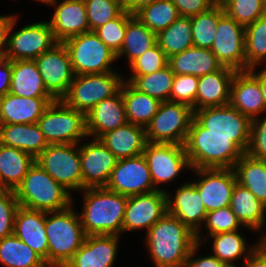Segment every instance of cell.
I'll use <instances>...</instances> for the list:
<instances>
[{"label": "cell", "instance_id": "obj_37", "mask_svg": "<svg viewBox=\"0 0 266 267\" xmlns=\"http://www.w3.org/2000/svg\"><path fill=\"white\" fill-rule=\"evenodd\" d=\"M157 43V34L146 27L136 16L128 23L120 52L116 58H128V66Z\"/></svg>", "mask_w": 266, "mask_h": 267}, {"label": "cell", "instance_id": "obj_53", "mask_svg": "<svg viewBox=\"0 0 266 267\" xmlns=\"http://www.w3.org/2000/svg\"><path fill=\"white\" fill-rule=\"evenodd\" d=\"M201 244L197 243L190 251L185 267H227L222 261L212 254L196 258Z\"/></svg>", "mask_w": 266, "mask_h": 267}, {"label": "cell", "instance_id": "obj_12", "mask_svg": "<svg viewBox=\"0 0 266 267\" xmlns=\"http://www.w3.org/2000/svg\"><path fill=\"white\" fill-rule=\"evenodd\" d=\"M17 20L18 16H15L9 31L5 58L11 61L35 60L58 43L48 21L30 23L13 32Z\"/></svg>", "mask_w": 266, "mask_h": 267}, {"label": "cell", "instance_id": "obj_51", "mask_svg": "<svg viewBox=\"0 0 266 267\" xmlns=\"http://www.w3.org/2000/svg\"><path fill=\"white\" fill-rule=\"evenodd\" d=\"M245 154L266 160V113L263 118L260 116L251 120L250 140Z\"/></svg>", "mask_w": 266, "mask_h": 267}, {"label": "cell", "instance_id": "obj_60", "mask_svg": "<svg viewBox=\"0 0 266 267\" xmlns=\"http://www.w3.org/2000/svg\"><path fill=\"white\" fill-rule=\"evenodd\" d=\"M226 1L227 0H214V3L222 6Z\"/></svg>", "mask_w": 266, "mask_h": 267}, {"label": "cell", "instance_id": "obj_27", "mask_svg": "<svg viewBox=\"0 0 266 267\" xmlns=\"http://www.w3.org/2000/svg\"><path fill=\"white\" fill-rule=\"evenodd\" d=\"M54 98H25L7 93L0 99V125L38 123Z\"/></svg>", "mask_w": 266, "mask_h": 267}, {"label": "cell", "instance_id": "obj_50", "mask_svg": "<svg viewBox=\"0 0 266 267\" xmlns=\"http://www.w3.org/2000/svg\"><path fill=\"white\" fill-rule=\"evenodd\" d=\"M19 203L13 190L0 189V240L13 234Z\"/></svg>", "mask_w": 266, "mask_h": 267}, {"label": "cell", "instance_id": "obj_56", "mask_svg": "<svg viewBox=\"0 0 266 267\" xmlns=\"http://www.w3.org/2000/svg\"><path fill=\"white\" fill-rule=\"evenodd\" d=\"M16 14L14 15H0V58L5 56L8 36L13 20L15 19Z\"/></svg>", "mask_w": 266, "mask_h": 267}, {"label": "cell", "instance_id": "obj_52", "mask_svg": "<svg viewBox=\"0 0 266 267\" xmlns=\"http://www.w3.org/2000/svg\"><path fill=\"white\" fill-rule=\"evenodd\" d=\"M180 16L192 17L209 10L215 5L214 0H171Z\"/></svg>", "mask_w": 266, "mask_h": 267}, {"label": "cell", "instance_id": "obj_23", "mask_svg": "<svg viewBox=\"0 0 266 267\" xmlns=\"http://www.w3.org/2000/svg\"><path fill=\"white\" fill-rule=\"evenodd\" d=\"M229 105L251 120L266 112L258 79L249 71H236L230 88Z\"/></svg>", "mask_w": 266, "mask_h": 267}, {"label": "cell", "instance_id": "obj_7", "mask_svg": "<svg viewBox=\"0 0 266 267\" xmlns=\"http://www.w3.org/2000/svg\"><path fill=\"white\" fill-rule=\"evenodd\" d=\"M123 81V75L117 71L75 75L61 100L67 106L87 114L99 102L115 95Z\"/></svg>", "mask_w": 266, "mask_h": 267}, {"label": "cell", "instance_id": "obj_4", "mask_svg": "<svg viewBox=\"0 0 266 267\" xmlns=\"http://www.w3.org/2000/svg\"><path fill=\"white\" fill-rule=\"evenodd\" d=\"M19 206L37 211H61L75 204L72 193L55 181L36 161L14 191Z\"/></svg>", "mask_w": 266, "mask_h": 267}, {"label": "cell", "instance_id": "obj_57", "mask_svg": "<svg viewBox=\"0 0 266 267\" xmlns=\"http://www.w3.org/2000/svg\"><path fill=\"white\" fill-rule=\"evenodd\" d=\"M123 1H124V8L131 14H135L143 6L152 4L158 0H123Z\"/></svg>", "mask_w": 266, "mask_h": 267}, {"label": "cell", "instance_id": "obj_40", "mask_svg": "<svg viewBox=\"0 0 266 267\" xmlns=\"http://www.w3.org/2000/svg\"><path fill=\"white\" fill-rule=\"evenodd\" d=\"M175 74L169 65L147 75L128 76L125 81L129 82L139 92L147 94L160 102L170 101V93Z\"/></svg>", "mask_w": 266, "mask_h": 267}, {"label": "cell", "instance_id": "obj_22", "mask_svg": "<svg viewBox=\"0 0 266 267\" xmlns=\"http://www.w3.org/2000/svg\"><path fill=\"white\" fill-rule=\"evenodd\" d=\"M120 236H86L66 267H113L118 254Z\"/></svg>", "mask_w": 266, "mask_h": 267}, {"label": "cell", "instance_id": "obj_54", "mask_svg": "<svg viewBox=\"0 0 266 267\" xmlns=\"http://www.w3.org/2000/svg\"><path fill=\"white\" fill-rule=\"evenodd\" d=\"M242 267H266V240H262L256 246L244 260Z\"/></svg>", "mask_w": 266, "mask_h": 267}, {"label": "cell", "instance_id": "obj_43", "mask_svg": "<svg viewBox=\"0 0 266 267\" xmlns=\"http://www.w3.org/2000/svg\"><path fill=\"white\" fill-rule=\"evenodd\" d=\"M224 13L223 7L215 4L209 10L191 17L193 46L211 48L218 20Z\"/></svg>", "mask_w": 266, "mask_h": 267}, {"label": "cell", "instance_id": "obj_26", "mask_svg": "<svg viewBox=\"0 0 266 267\" xmlns=\"http://www.w3.org/2000/svg\"><path fill=\"white\" fill-rule=\"evenodd\" d=\"M210 237L212 239V255L216 256L227 267H238V264L235 262L242 260L241 257H244L243 260H245L262 240H266V232L261 233L260 238H258L259 240H257L258 242L256 241L253 245H247L246 239L238 230L218 233L209 237L205 236L203 232L196 233L197 243L201 245L205 244L207 242L206 239Z\"/></svg>", "mask_w": 266, "mask_h": 267}, {"label": "cell", "instance_id": "obj_11", "mask_svg": "<svg viewBox=\"0 0 266 267\" xmlns=\"http://www.w3.org/2000/svg\"><path fill=\"white\" fill-rule=\"evenodd\" d=\"M194 119L209 134L230 135L245 153L250 140L251 119L229 104L194 111Z\"/></svg>", "mask_w": 266, "mask_h": 267}, {"label": "cell", "instance_id": "obj_28", "mask_svg": "<svg viewBox=\"0 0 266 267\" xmlns=\"http://www.w3.org/2000/svg\"><path fill=\"white\" fill-rule=\"evenodd\" d=\"M236 71L223 66L220 70L199 77L195 111L229 104L230 88Z\"/></svg>", "mask_w": 266, "mask_h": 267}, {"label": "cell", "instance_id": "obj_10", "mask_svg": "<svg viewBox=\"0 0 266 267\" xmlns=\"http://www.w3.org/2000/svg\"><path fill=\"white\" fill-rule=\"evenodd\" d=\"M35 161L69 192L82 190L79 144H49Z\"/></svg>", "mask_w": 266, "mask_h": 267}, {"label": "cell", "instance_id": "obj_58", "mask_svg": "<svg viewBox=\"0 0 266 267\" xmlns=\"http://www.w3.org/2000/svg\"><path fill=\"white\" fill-rule=\"evenodd\" d=\"M249 71L258 79L261 91L263 94V99L266 108V67L263 70L256 71V67L250 68Z\"/></svg>", "mask_w": 266, "mask_h": 267}, {"label": "cell", "instance_id": "obj_47", "mask_svg": "<svg viewBox=\"0 0 266 267\" xmlns=\"http://www.w3.org/2000/svg\"><path fill=\"white\" fill-rule=\"evenodd\" d=\"M168 65V57L156 43L153 47L145 51L140 57L135 59L130 65L129 76H142L154 73Z\"/></svg>", "mask_w": 266, "mask_h": 267}, {"label": "cell", "instance_id": "obj_32", "mask_svg": "<svg viewBox=\"0 0 266 267\" xmlns=\"http://www.w3.org/2000/svg\"><path fill=\"white\" fill-rule=\"evenodd\" d=\"M9 93L25 98H53L45 87L35 60L12 61Z\"/></svg>", "mask_w": 266, "mask_h": 267}, {"label": "cell", "instance_id": "obj_41", "mask_svg": "<svg viewBox=\"0 0 266 267\" xmlns=\"http://www.w3.org/2000/svg\"><path fill=\"white\" fill-rule=\"evenodd\" d=\"M134 15L156 34L169 27L180 16L176 5L171 0L155 1L143 6Z\"/></svg>", "mask_w": 266, "mask_h": 267}, {"label": "cell", "instance_id": "obj_3", "mask_svg": "<svg viewBox=\"0 0 266 267\" xmlns=\"http://www.w3.org/2000/svg\"><path fill=\"white\" fill-rule=\"evenodd\" d=\"M191 169L234 168L245 154L230 135L209 134L194 118L184 143Z\"/></svg>", "mask_w": 266, "mask_h": 267}, {"label": "cell", "instance_id": "obj_30", "mask_svg": "<svg viewBox=\"0 0 266 267\" xmlns=\"http://www.w3.org/2000/svg\"><path fill=\"white\" fill-rule=\"evenodd\" d=\"M174 74L203 76L220 70L223 66L210 49L192 46L168 58Z\"/></svg>", "mask_w": 266, "mask_h": 267}, {"label": "cell", "instance_id": "obj_20", "mask_svg": "<svg viewBox=\"0 0 266 267\" xmlns=\"http://www.w3.org/2000/svg\"><path fill=\"white\" fill-rule=\"evenodd\" d=\"M167 213L178 218L195 234L202 231L207 215L203 201L192 181H186L177 188L175 195L166 191ZM201 226V227H200Z\"/></svg>", "mask_w": 266, "mask_h": 267}, {"label": "cell", "instance_id": "obj_14", "mask_svg": "<svg viewBox=\"0 0 266 267\" xmlns=\"http://www.w3.org/2000/svg\"><path fill=\"white\" fill-rule=\"evenodd\" d=\"M210 50L222 66L246 70L245 27L224 13L218 20Z\"/></svg>", "mask_w": 266, "mask_h": 267}, {"label": "cell", "instance_id": "obj_24", "mask_svg": "<svg viewBox=\"0 0 266 267\" xmlns=\"http://www.w3.org/2000/svg\"><path fill=\"white\" fill-rule=\"evenodd\" d=\"M125 104L120 90L95 105L86 114L88 137L99 139L103 134L127 123Z\"/></svg>", "mask_w": 266, "mask_h": 267}, {"label": "cell", "instance_id": "obj_19", "mask_svg": "<svg viewBox=\"0 0 266 267\" xmlns=\"http://www.w3.org/2000/svg\"><path fill=\"white\" fill-rule=\"evenodd\" d=\"M167 213L166 192L156 190L146 194L128 196L122 233L148 230Z\"/></svg>", "mask_w": 266, "mask_h": 267}, {"label": "cell", "instance_id": "obj_31", "mask_svg": "<svg viewBox=\"0 0 266 267\" xmlns=\"http://www.w3.org/2000/svg\"><path fill=\"white\" fill-rule=\"evenodd\" d=\"M0 143L36 159L48 146L38 123L0 125Z\"/></svg>", "mask_w": 266, "mask_h": 267}, {"label": "cell", "instance_id": "obj_49", "mask_svg": "<svg viewBox=\"0 0 266 267\" xmlns=\"http://www.w3.org/2000/svg\"><path fill=\"white\" fill-rule=\"evenodd\" d=\"M198 80V76L175 74L170 93V102L183 103L195 111Z\"/></svg>", "mask_w": 266, "mask_h": 267}, {"label": "cell", "instance_id": "obj_13", "mask_svg": "<svg viewBox=\"0 0 266 267\" xmlns=\"http://www.w3.org/2000/svg\"><path fill=\"white\" fill-rule=\"evenodd\" d=\"M143 155L156 190L166 192L159 184L173 182L184 169H191L184 145L147 142Z\"/></svg>", "mask_w": 266, "mask_h": 267}, {"label": "cell", "instance_id": "obj_15", "mask_svg": "<svg viewBox=\"0 0 266 267\" xmlns=\"http://www.w3.org/2000/svg\"><path fill=\"white\" fill-rule=\"evenodd\" d=\"M35 62L48 93L55 100H61L75 76L66 46L58 42L50 50L38 56Z\"/></svg>", "mask_w": 266, "mask_h": 267}, {"label": "cell", "instance_id": "obj_44", "mask_svg": "<svg viewBox=\"0 0 266 267\" xmlns=\"http://www.w3.org/2000/svg\"><path fill=\"white\" fill-rule=\"evenodd\" d=\"M90 31L117 18L124 10L123 0H84Z\"/></svg>", "mask_w": 266, "mask_h": 267}, {"label": "cell", "instance_id": "obj_35", "mask_svg": "<svg viewBox=\"0 0 266 267\" xmlns=\"http://www.w3.org/2000/svg\"><path fill=\"white\" fill-rule=\"evenodd\" d=\"M122 97L127 121L145 128L156 115L161 103L158 99L139 92L125 80L122 83Z\"/></svg>", "mask_w": 266, "mask_h": 267}, {"label": "cell", "instance_id": "obj_36", "mask_svg": "<svg viewBox=\"0 0 266 267\" xmlns=\"http://www.w3.org/2000/svg\"><path fill=\"white\" fill-rule=\"evenodd\" d=\"M237 183L250 190L266 205V160L254 159L244 154L233 168Z\"/></svg>", "mask_w": 266, "mask_h": 267}, {"label": "cell", "instance_id": "obj_38", "mask_svg": "<svg viewBox=\"0 0 266 267\" xmlns=\"http://www.w3.org/2000/svg\"><path fill=\"white\" fill-rule=\"evenodd\" d=\"M0 263L4 267H48L34 250L14 234L0 240Z\"/></svg>", "mask_w": 266, "mask_h": 267}, {"label": "cell", "instance_id": "obj_9", "mask_svg": "<svg viewBox=\"0 0 266 267\" xmlns=\"http://www.w3.org/2000/svg\"><path fill=\"white\" fill-rule=\"evenodd\" d=\"M193 118L194 111L190 106L161 102L156 115L145 128L146 140L184 145Z\"/></svg>", "mask_w": 266, "mask_h": 267}, {"label": "cell", "instance_id": "obj_29", "mask_svg": "<svg viewBox=\"0 0 266 267\" xmlns=\"http://www.w3.org/2000/svg\"><path fill=\"white\" fill-rule=\"evenodd\" d=\"M99 140L118 160L143 154L147 143L145 127L129 122L103 134Z\"/></svg>", "mask_w": 266, "mask_h": 267}, {"label": "cell", "instance_id": "obj_46", "mask_svg": "<svg viewBox=\"0 0 266 267\" xmlns=\"http://www.w3.org/2000/svg\"><path fill=\"white\" fill-rule=\"evenodd\" d=\"M126 9L115 19L94 30L100 40L116 55L123 45L127 23L134 17Z\"/></svg>", "mask_w": 266, "mask_h": 267}, {"label": "cell", "instance_id": "obj_61", "mask_svg": "<svg viewBox=\"0 0 266 267\" xmlns=\"http://www.w3.org/2000/svg\"><path fill=\"white\" fill-rule=\"evenodd\" d=\"M264 2H265V15H266V0H264Z\"/></svg>", "mask_w": 266, "mask_h": 267}, {"label": "cell", "instance_id": "obj_42", "mask_svg": "<svg viewBox=\"0 0 266 267\" xmlns=\"http://www.w3.org/2000/svg\"><path fill=\"white\" fill-rule=\"evenodd\" d=\"M245 57L246 70L266 67V15L245 27Z\"/></svg>", "mask_w": 266, "mask_h": 267}, {"label": "cell", "instance_id": "obj_5", "mask_svg": "<svg viewBox=\"0 0 266 267\" xmlns=\"http://www.w3.org/2000/svg\"><path fill=\"white\" fill-rule=\"evenodd\" d=\"M74 206L45 212V232L48 238V267L65 266L82 246L86 234Z\"/></svg>", "mask_w": 266, "mask_h": 267}, {"label": "cell", "instance_id": "obj_39", "mask_svg": "<svg viewBox=\"0 0 266 267\" xmlns=\"http://www.w3.org/2000/svg\"><path fill=\"white\" fill-rule=\"evenodd\" d=\"M157 43L168 58L192 47L191 17L179 16L157 34Z\"/></svg>", "mask_w": 266, "mask_h": 267}, {"label": "cell", "instance_id": "obj_48", "mask_svg": "<svg viewBox=\"0 0 266 267\" xmlns=\"http://www.w3.org/2000/svg\"><path fill=\"white\" fill-rule=\"evenodd\" d=\"M203 226L208 230V236L218 233L234 232L239 228L242 229L241 223L232 212L230 206L208 212Z\"/></svg>", "mask_w": 266, "mask_h": 267}, {"label": "cell", "instance_id": "obj_6", "mask_svg": "<svg viewBox=\"0 0 266 267\" xmlns=\"http://www.w3.org/2000/svg\"><path fill=\"white\" fill-rule=\"evenodd\" d=\"M41 132L49 144H79L89 138L86 114L55 100L38 120ZM83 139V140H82Z\"/></svg>", "mask_w": 266, "mask_h": 267}, {"label": "cell", "instance_id": "obj_59", "mask_svg": "<svg viewBox=\"0 0 266 267\" xmlns=\"http://www.w3.org/2000/svg\"><path fill=\"white\" fill-rule=\"evenodd\" d=\"M40 3H43L47 6H49L50 4H52L55 0H37Z\"/></svg>", "mask_w": 266, "mask_h": 267}, {"label": "cell", "instance_id": "obj_45", "mask_svg": "<svg viewBox=\"0 0 266 267\" xmlns=\"http://www.w3.org/2000/svg\"><path fill=\"white\" fill-rule=\"evenodd\" d=\"M222 7L228 16L244 27L265 16L264 0H227Z\"/></svg>", "mask_w": 266, "mask_h": 267}, {"label": "cell", "instance_id": "obj_33", "mask_svg": "<svg viewBox=\"0 0 266 267\" xmlns=\"http://www.w3.org/2000/svg\"><path fill=\"white\" fill-rule=\"evenodd\" d=\"M230 207L242 227L256 233L266 225V205L239 183L233 189Z\"/></svg>", "mask_w": 266, "mask_h": 267}, {"label": "cell", "instance_id": "obj_8", "mask_svg": "<svg viewBox=\"0 0 266 267\" xmlns=\"http://www.w3.org/2000/svg\"><path fill=\"white\" fill-rule=\"evenodd\" d=\"M66 46L74 75L114 72L112 64L116 54L109 49L94 31L82 33L63 42Z\"/></svg>", "mask_w": 266, "mask_h": 267}, {"label": "cell", "instance_id": "obj_1", "mask_svg": "<svg viewBox=\"0 0 266 267\" xmlns=\"http://www.w3.org/2000/svg\"><path fill=\"white\" fill-rule=\"evenodd\" d=\"M145 244L155 267H185L196 234L178 218L166 213L146 233Z\"/></svg>", "mask_w": 266, "mask_h": 267}, {"label": "cell", "instance_id": "obj_17", "mask_svg": "<svg viewBox=\"0 0 266 267\" xmlns=\"http://www.w3.org/2000/svg\"><path fill=\"white\" fill-rule=\"evenodd\" d=\"M105 187L125 196L156 191L143 154L118 160Z\"/></svg>", "mask_w": 266, "mask_h": 267}, {"label": "cell", "instance_id": "obj_16", "mask_svg": "<svg viewBox=\"0 0 266 267\" xmlns=\"http://www.w3.org/2000/svg\"><path fill=\"white\" fill-rule=\"evenodd\" d=\"M190 170L195 172V175L199 179L192 183L199 191L207 213L230 206L232 192L237 183L233 169L199 168Z\"/></svg>", "mask_w": 266, "mask_h": 267}, {"label": "cell", "instance_id": "obj_21", "mask_svg": "<svg viewBox=\"0 0 266 267\" xmlns=\"http://www.w3.org/2000/svg\"><path fill=\"white\" fill-rule=\"evenodd\" d=\"M49 6L55 10L48 23L57 42L90 32L84 0H55Z\"/></svg>", "mask_w": 266, "mask_h": 267}, {"label": "cell", "instance_id": "obj_55", "mask_svg": "<svg viewBox=\"0 0 266 267\" xmlns=\"http://www.w3.org/2000/svg\"><path fill=\"white\" fill-rule=\"evenodd\" d=\"M12 77V61L0 58V99L9 93Z\"/></svg>", "mask_w": 266, "mask_h": 267}, {"label": "cell", "instance_id": "obj_2", "mask_svg": "<svg viewBox=\"0 0 266 267\" xmlns=\"http://www.w3.org/2000/svg\"><path fill=\"white\" fill-rule=\"evenodd\" d=\"M81 192L83 205L78 215L86 236H121L128 196L106 187H90Z\"/></svg>", "mask_w": 266, "mask_h": 267}, {"label": "cell", "instance_id": "obj_34", "mask_svg": "<svg viewBox=\"0 0 266 267\" xmlns=\"http://www.w3.org/2000/svg\"><path fill=\"white\" fill-rule=\"evenodd\" d=\"M34 162L30 154L0 143V189L15 191Z\"/></svg>", "mask_w": 266, "mask_h": 267}, {"label": "cell", "instance_id": "obj_18", "mask_svg": "<svg viewBox=\"0 0 266 267\" xmlns=\"http://www.w3.org/2000/svg\"><path fill=\"white\" fill-rule=\"evenodd\" d=\"M82 171V190L90 187H105L118 159L99 140L79 144Z\"/></svg>", "mask_w": 266, "mask_h": 267}, {"label": "cell", "instance_id": "obj_25", "mask_svg": "<svg viewBox=\"0 0 266 267\" xmlns=\"http://www.w3.org/2000/svg\"><path fill=\"white\" fill-rule=\"evenodd\" d=\"M13 234L34 250L48 266V238L45 232V212L23 207L17 209Z\"/></svg>", "mask_w": 266, "mask_h": 267}]
</instances>
